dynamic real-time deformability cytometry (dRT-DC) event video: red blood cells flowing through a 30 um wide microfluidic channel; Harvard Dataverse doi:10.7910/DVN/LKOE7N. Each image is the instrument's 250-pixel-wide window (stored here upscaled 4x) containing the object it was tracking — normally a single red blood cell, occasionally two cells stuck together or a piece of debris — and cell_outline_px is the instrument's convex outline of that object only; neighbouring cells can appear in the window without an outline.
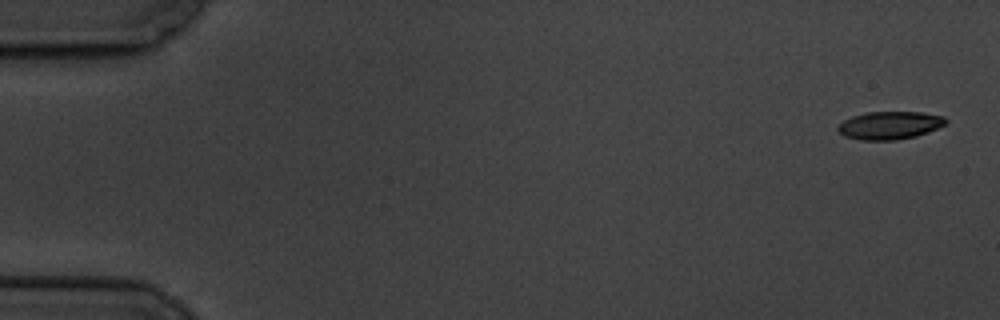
{"species": "common noctule bat (a hibernating species)", "species_latin": "Nyctalus noctula", "temperature_condition": "cold", "stored_images_in_passage": 6, "camera_frame_rate_fps": 3000, "um_per_image_px": 0.085, "animal": {"sex": "male", "body_mass_g": 19.5, "forearm_length_mm": 54.6}, "frame": {"image": 1, "passage_image": 1, "time_ms": 0.0, "image_size_px": [1000, 320], "cell_outline_px": [[948, 120], [944, 124], [928, 132], [916, 136], [896, 140], [860, 140], [844, 136], [836, 128], [844, 120], [852, 116], [868, 112], [920, 112], [944, 116]], "centroid_in_image_um": [75.62, 10.65], "position_along_channel_um": 9.4, "area_um2": 17.46}}
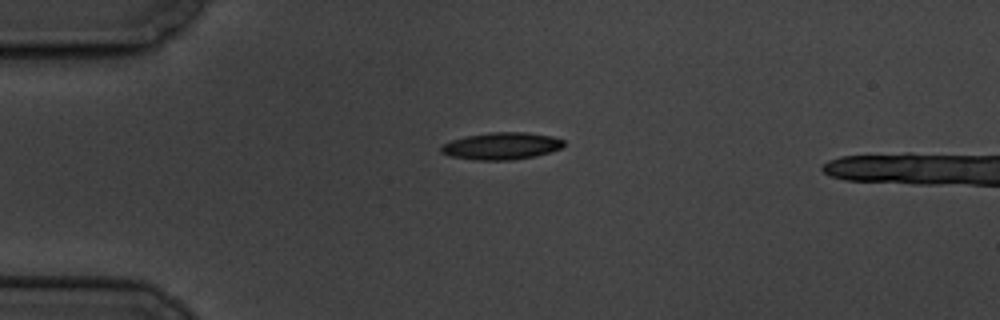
{"frame": {"image": 2, "passage_image": 5, "time_ms": 4.333, "image_size_px": [1000, 320], "cell_outline_px": [[564, 144], [560, 148], [536, 156], [512, 160], [476, 160], [452, 156], [440, 152], [440, 148], [444, 144], [452, 140], [468, 136], [492, 132], [528, 132], [552, 136], [564, 140]], "centroid_in_image_um": [42.65, 12.41], "position_along_channel_um": 42.4, "area_um2": 19.19}}